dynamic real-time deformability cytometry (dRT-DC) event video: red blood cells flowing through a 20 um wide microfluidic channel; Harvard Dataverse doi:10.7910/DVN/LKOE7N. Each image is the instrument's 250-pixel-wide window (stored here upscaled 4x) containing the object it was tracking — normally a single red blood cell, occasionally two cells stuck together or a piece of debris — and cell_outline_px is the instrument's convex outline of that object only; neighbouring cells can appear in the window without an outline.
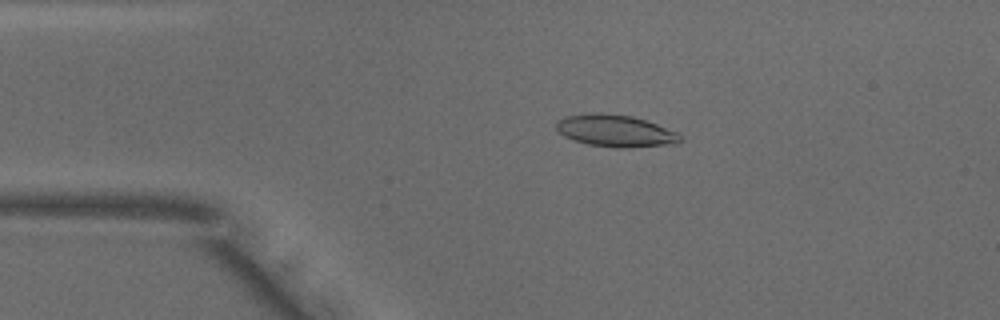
{"species": "common noctule bat (a hibernating species)", "species_latin": "Nyctalus noctula", "temperature_condition": "warm", "stored_images_in_passage": 51, "camera_frame_rate_fps": 3000, "um_per_image_px": 0.085, "animal": {"sex": "male", "body_mass_g": 18.8}, "frame": {"image": 1, "passage_image": 10, "time_ms": 3.0, "image_size_px": [1000, 320], "cell_outline_px": [[684, 140], [676, 144], [628, 148], [616, 148], [588, 144], [564, 136], [556, 132], [556, 120], [564, 116], [592, 112], [600, 112], [632, 116], [656, 124], [676, 132]], "centroid_in_image_um": [52.28, 11.12], "position_along_channel_um": 32.7, "area_um2": 23.35}}
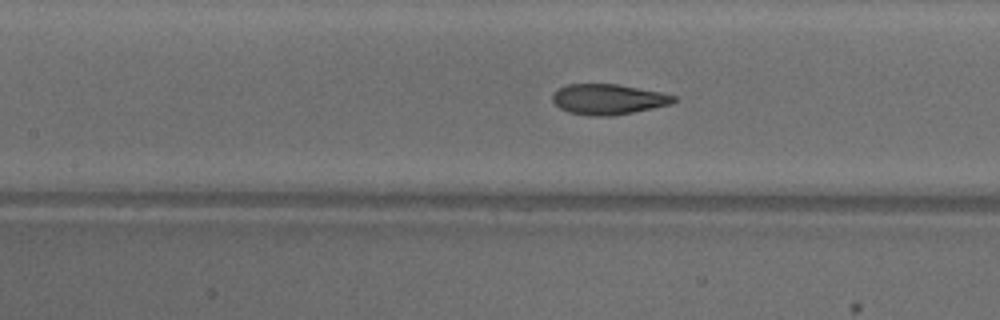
{"frame": {"image": 2, "passage_image": 22, "time_ms": 7.0, "image_size_px": [1000, 320], "cell_outline_px": [[676, 100], [672, 104], [612, 116], [592, 116], [568, 112], [560, 108], [552, 100], [552, 96], [560, 88], [568, 84], [616, 84], [660, 92], [676, 96]], "centroid_in_image_um": [51.7, 8.44], "position_along_channel_um": 155.7, "area_um2": 21.27}}
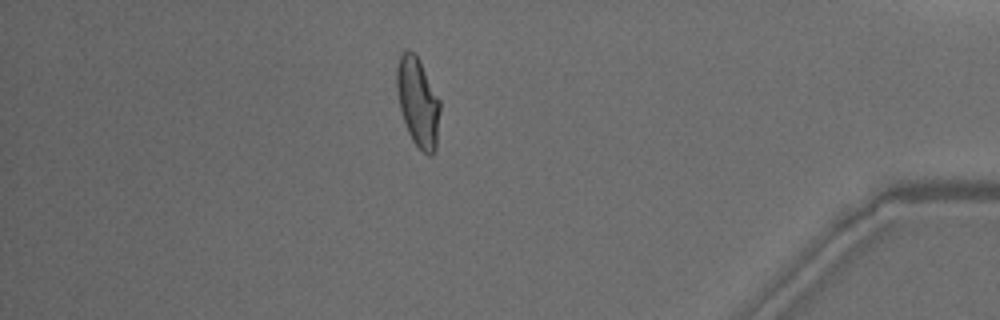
{"frame": {"image": 3, "passage_image": 44, "time_ms": 14.333, "image_size_px": [1000, 320], "cell_outline_px": [[440, 112], [436, 148], [432, 156], [428, 156], [412, 140], [408, 132], [400, 108], [396, 88], [396, 68], [400, 52], [404, 48], [408, 48], [416, 56], [440, 100]], "centroid_in_image_um": [35.51, 8.67], "position_along_channel_um": 399.7, "area_um2": 22.37}, "authors_computed_cell_mechanics": {"area_um2": 22.1374, "velocity_mm_per_s": 3.9249, "shape_relaxation_time_tau1_ms": 4.8976, "shape_relaxation_time_tau2_ms": 1.1505, "deformation_change_tau1": 0.1864, "deformation_change_tau2": 0.0618}}